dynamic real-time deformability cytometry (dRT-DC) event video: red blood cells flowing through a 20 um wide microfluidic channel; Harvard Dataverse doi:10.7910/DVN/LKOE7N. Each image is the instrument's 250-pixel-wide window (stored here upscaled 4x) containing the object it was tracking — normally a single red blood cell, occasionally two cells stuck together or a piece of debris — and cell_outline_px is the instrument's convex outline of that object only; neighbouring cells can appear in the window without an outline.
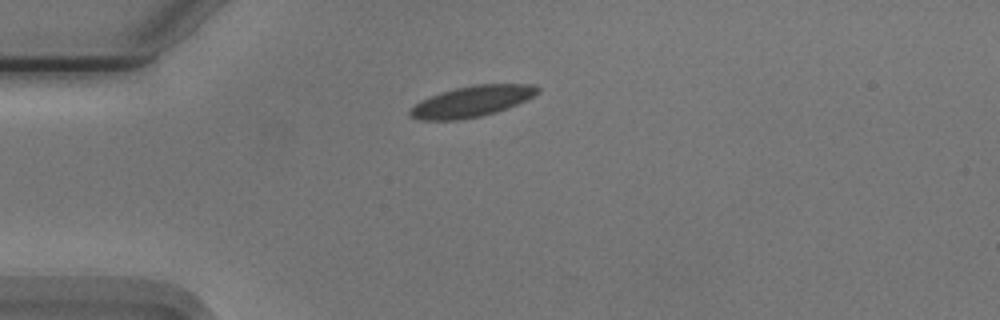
{"species": "Egyptian fruit bat (a non-hibernating species)", "species_latin": "Rousettus aegyptiacus", "temperature_condition": "cold", "stored_images_in_passage": 32, "camera_frame_rate_fps": 3000, "um_per_image_px": 0.085, "animal": {"sex": "male"}, "frame": {"image": 1, "passage_image": 1, "time_ms": 0.0, "image_size_px": [1000, 320], "cell_outline_px": [[540, 92], [516, 104], [496, 112], [480, 116], [456, 120], [420, 120], [412, 116], [408, 112], [408, 108], [420, 100], [428, 96], [440, 92], [472, 84], [536, 84], [540, 88]], "centroid_in_image_um": [40.07, 8.6], "position_along_channel_um": 44.9, "area_um2": 23.06}}
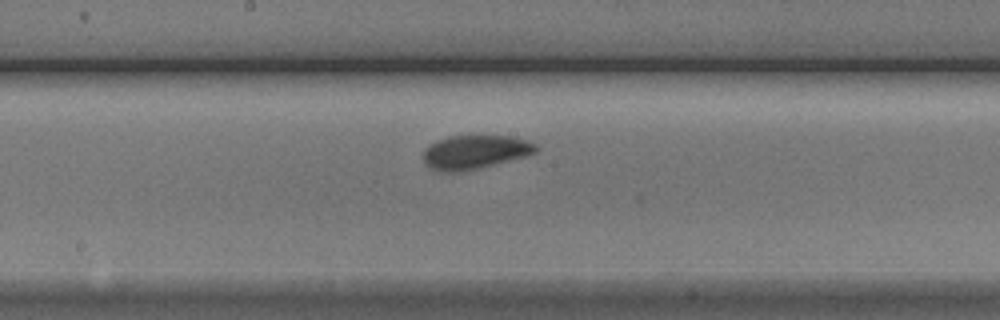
{"frame": {"image": 2, "passage_image": 16, "time_ms": 5.0, "image_size_px": [1000, 320], "cell_outline_px": [[540, 148], [536, 152], [528, 156], [456, 172], [444, 172], [432, 168], [424, 164], [424, 148], [428, 144], [436, 140], [448, 136], [472, 132], [512, 136], [528, 140], [536, 144]], "centroid_in_image_um": [40.38, 12.84], "position_along_channel_um": 207.8, "area_um2": 23.06}}
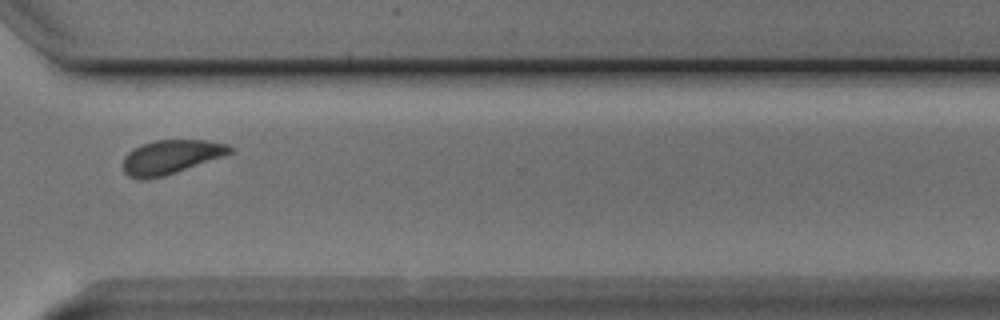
{"frame": {"image": 3, "passage_image": 28, "time_ms": 9.0, "image_size_px": [1000, 320], "cell_outline_px": [[236, 148], [232, 152], [224, 156], [164, 176], [148, 180], [140, 180], [128, 176], [124, 172], [120, 164], [124, 156], [132, 148], [140, 144], [156, 140], [208, 140], [228, 144]], "centroid_in_image_um": [14.48, 13.34], "position_along_channel_um": 356.1, "area_um2": 21.68}, "authors_computed_cell_mechanics": {"area_um2": 21.9062, "velocity_mm_per_s": 3.7044, "shape_relaxation_time_tau1_ms": 4.4155, "shape_relaxation_time_tau2_ms": null, "deformation_change_tau1": 0.1077, "deformation_change_tau2": null}}